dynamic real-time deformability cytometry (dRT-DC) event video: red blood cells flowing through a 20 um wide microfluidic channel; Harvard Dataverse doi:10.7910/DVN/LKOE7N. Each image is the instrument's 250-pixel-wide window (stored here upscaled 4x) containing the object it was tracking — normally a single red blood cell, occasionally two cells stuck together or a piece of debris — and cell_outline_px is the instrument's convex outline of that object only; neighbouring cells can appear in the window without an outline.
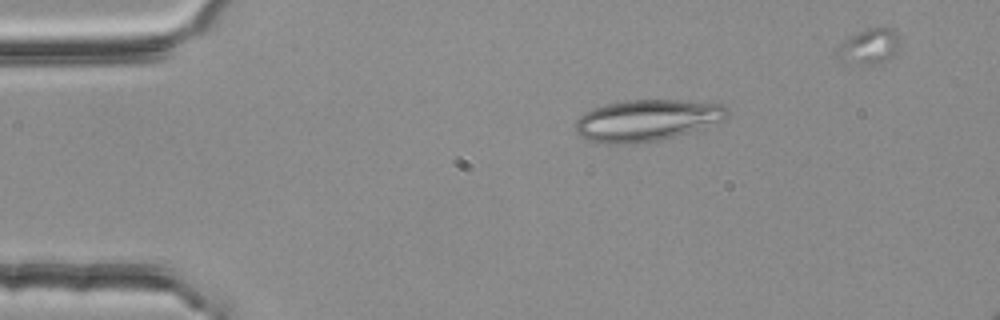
{"species": "common noctule bat (a hibernating species)", "species_latin": "Nyctalus noctula", "temperature_condition": "room temperature", "stored_images_in_passage": 40, "camera_frame_rate_fps": 3000, "um_per_image_px": 0.085, "animal": {"sex": "female", "body_mass_g": 25.1}, "frame": {"image": 1, "passage_image": 1, "time_ms": 0.0, "image_size_px": [1000, 320], "cell_outline_px": [[728, 116], [724, 120], [688, 132], [660, 140], [632, 144], [604, 144], [588, 140], [580, 136], [576, 132], [576, 120], [584, 112], [592, 108], [624, 100], [680, 100], [720, 104], [728, 108]], "centroid_in_image_um": [54.94, 10.23], "position_along_channel_um": 30.1, "area_um2": 36.65}}
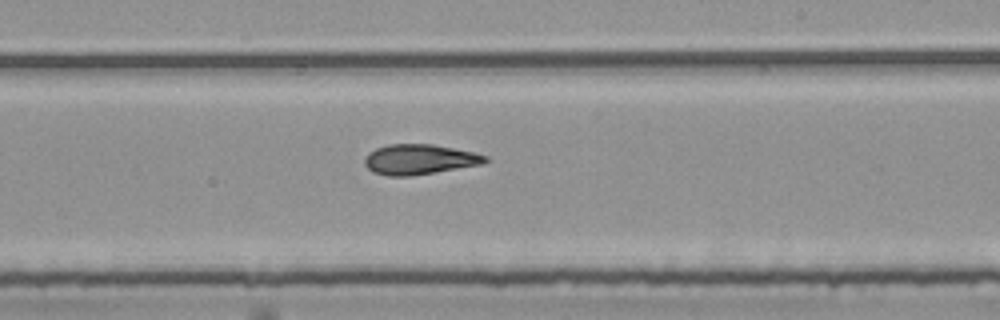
{"frame": {"image": 2, "passage_image": 23, "time_ms": 7.333, "image_size_px": [1000, 320], "cell_outline_px": [[488, 160], [480, 164], [408, 176], [388, 176], [372, 172], [364, 164], [364, 160], [368, 152], [376, 148], [388, 144], [432, 144], [472, 152], [488, 156]], "centroid_in_image_um": [35.58, 13.54], "position_along_channel_um": 253.4, "area_um2": 20.87}}
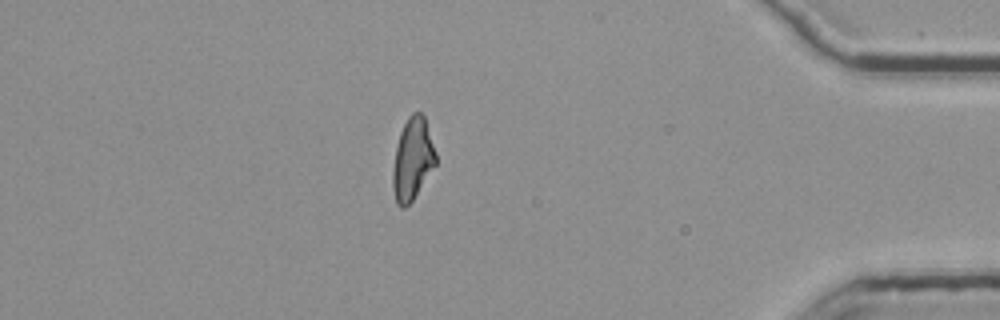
{"frame": {"image": 3, "passage_image": 38, "time_ms": 12.333, "image_size_px": [1000, 320], "cell_outline_px": [[436, 164], [412, 200], [404, 208], [400, 208], [396, 204], [392, 188], [392, 172], [396, 148], [400, 132], [408, 116], [412, 112], [420, 112], [424, 116], [436, 152]], "centroid_in_image_um": [35.05, 13.53], "position_along_channel_um": 400.1, "area_um2": 20.46}, "authors_computed_cell_mechanics": {"area_um2": 21.2704, "velocity_mm_per_s": 3.7771, "shape_relaxation_time_tau1_ms": null, "shape_relaxation_time_tau2_ms": 4.8411, "deformation_change_tau1": null, "deformation_change_tau2": 0.1391}}